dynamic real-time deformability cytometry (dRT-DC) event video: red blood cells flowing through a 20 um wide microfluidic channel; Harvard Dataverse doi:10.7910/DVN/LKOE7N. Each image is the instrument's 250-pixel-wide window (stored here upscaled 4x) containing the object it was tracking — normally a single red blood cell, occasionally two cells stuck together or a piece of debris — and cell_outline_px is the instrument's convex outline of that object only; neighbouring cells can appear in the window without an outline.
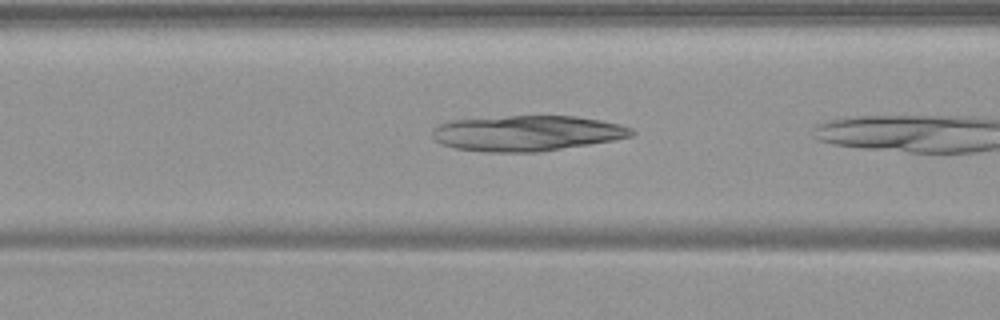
{"species": "common noctule bat (a hibernating species)", "species_latin": "Nyctalus noctula", "temperature_condition": "warm", "stored_images_in_passage": 6, "camera_frame_rate_fps": 3000, "um_per_image_px": 0.085, "animal": {"sex": "female", "body_mass_g": 19.9}, "frame": {"image": 1, "passage_image": 5, "time_ms": 1.333, "image_size_px": [1000, 320], "cell_outline_px": [[636, 132], [632, 136], [612, 140], [540, 152], [484, 152], [456, 148], [440, 144], [432, 136], [432, 128], [440, 124], [452, 120], [508, 116], [576, 116], [600, 120], [620, 124], [632, 128]], "centroid_in_image_um": [44.78, 11.32], "position_along_channel_um": 121.8, "area_um2": 41.21}}